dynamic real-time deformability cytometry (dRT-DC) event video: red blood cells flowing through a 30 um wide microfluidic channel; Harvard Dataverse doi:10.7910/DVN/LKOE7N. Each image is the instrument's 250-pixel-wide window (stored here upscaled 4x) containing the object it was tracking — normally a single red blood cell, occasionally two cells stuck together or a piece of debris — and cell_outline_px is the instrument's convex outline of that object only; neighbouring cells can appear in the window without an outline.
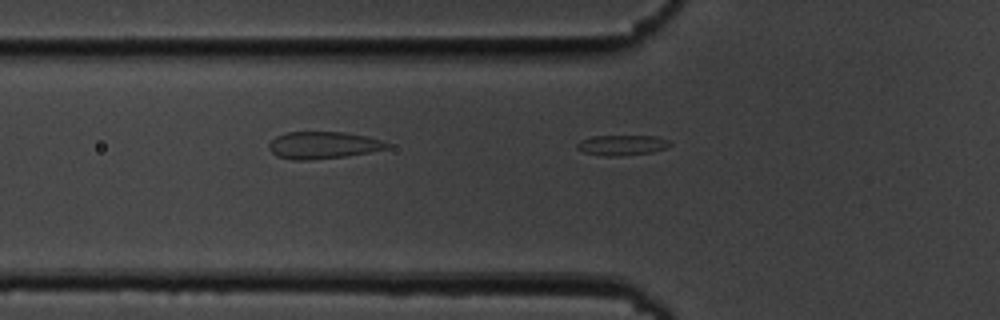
{"species": "common noctule bat (a hibernating species)", "species_latin": "Nyctalus noctula", "temperature_condition": "cold", "stored_images_in_passage": 13, "camera_frame_rate_fps": 3000, "um_per_image_px": 0.085, "animal": {"sex": "male", "body_mass_g": 19.5, "forearm_length_mm": 54.6}, "frame": {"image": 1, "passage_image": 13, "time_ms": 4.0, "image_size_px": [1000, 320], "cell_outline_px": [[672, 144], [668, 148], [652, 152], [616, 156], [604, 156], [584, 152], [576, 148], [576, 144], [580, 140], [592, 136], [656, 136], [668, 140]], "centroid_in_image_um": [52.87, 12.33], "position_along_channel_um": 72.9, "area_um2": 11.04}}